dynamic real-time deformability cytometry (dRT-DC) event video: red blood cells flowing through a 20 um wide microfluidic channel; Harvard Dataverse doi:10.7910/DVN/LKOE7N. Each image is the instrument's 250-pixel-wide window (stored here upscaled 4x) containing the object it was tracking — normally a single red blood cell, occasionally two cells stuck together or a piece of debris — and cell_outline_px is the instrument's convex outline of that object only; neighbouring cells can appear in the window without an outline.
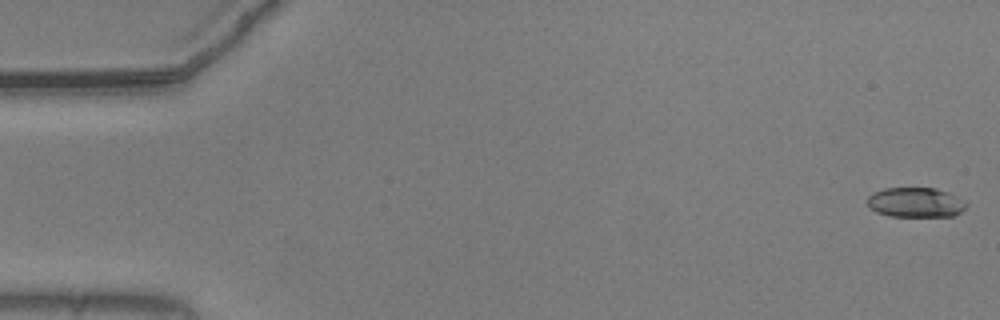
{"species": "common noctule bat (a hibernating species)", "species_latin": "Nyctalus noctula", "temperature_condition": "warm", "stored_images_in_passage": 10, "camera_frame_rate_fps": 3000, "um_per_image_px": 0.085, "animal": {"sex": "male", "body_mass_g": 20.5, "forearm_length_mm": 52.5}, "frame": {"image": 1, "passage_image": 1, "time_ms": 0.0, "image_size_px": [1000, 320], "cell_outline_px": [[968, 204], [960, 212], [952, 216], [888, 216], [876, 212], [868, 204], [868, 196], [872, 192], [884, 188], [936, 188], [948, 192], [964, 200]], "centroid_in_image_um": [77.82, 17.2], "position_along_channel_um": 7.2, "area_um2": 17.17}}